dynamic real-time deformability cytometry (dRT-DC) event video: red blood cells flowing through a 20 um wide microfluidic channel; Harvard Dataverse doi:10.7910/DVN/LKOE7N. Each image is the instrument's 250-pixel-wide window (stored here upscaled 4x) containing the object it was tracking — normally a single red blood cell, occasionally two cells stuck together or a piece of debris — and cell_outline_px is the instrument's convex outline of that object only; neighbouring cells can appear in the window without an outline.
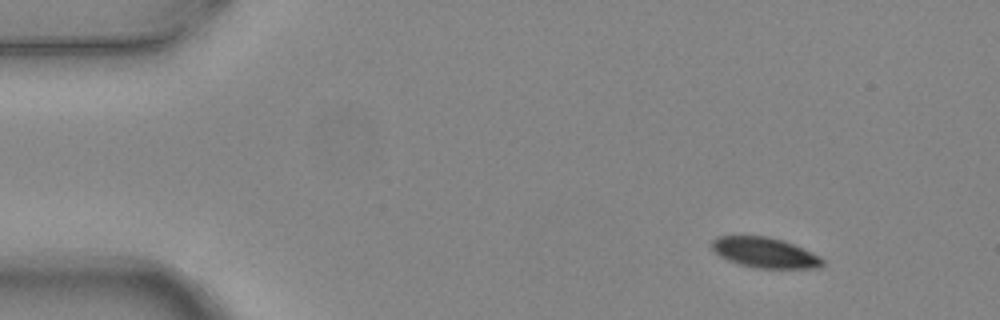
{"species": "common noctule bat (a hibernating species)", "species_latin": "Nyctalus noctula", "temperature_condition": "warm", "stored_images_in_passage": 7, "camera_frame_rate_fps": 3000, "um_per_image_px": 0.085, "animal": {"sex": "female", "body_mass_g": 24.6, "forearm_length_mm": 56.2}, "frame": {"image": 1, "passage_image": 1, "time_ms": 0.0, "image_size_px": [1000, 320], "cell_outline_px": [[824, 264], [820, 268], [756, 268], [740, 264], [728, 260], [720, 256], [712, 248], [712, 240], [716, 236], [768, 236], [784, 240], [804, 248], [820, 256], [824, 260]], "centroid_in_image_um": [65.05, 21.47], "position_along_channel_um": 20.0, "area_um2": 19.65}}
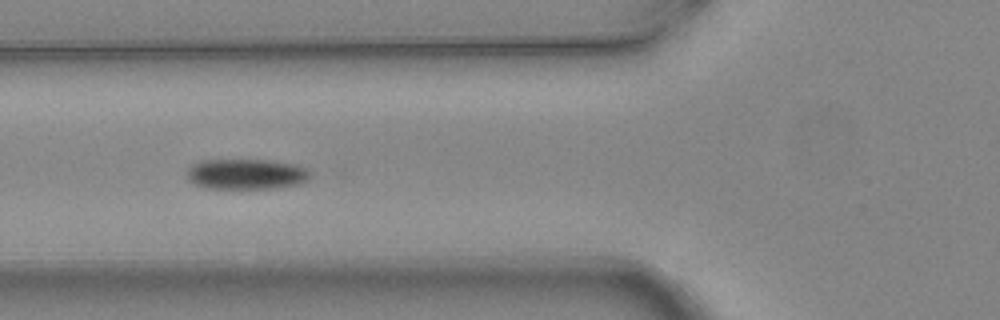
{"frame": {"image": 2, "passage_image": 5, "time_ms": 1.333, "image_size_px": [1000, 320], "cell_outline_px": [[312, 176], [308, 180], [300, 184], [276, 188], [208, 188], [196, 184], [188, 180], [188, 168], [192, 164], [200, 160], [272, 160], [296, 164], [312, 172]], "centroid_in_image_um": [20.98, 14.79], "position_along_channel_um": 104.8, "area_um2": 22.02}}
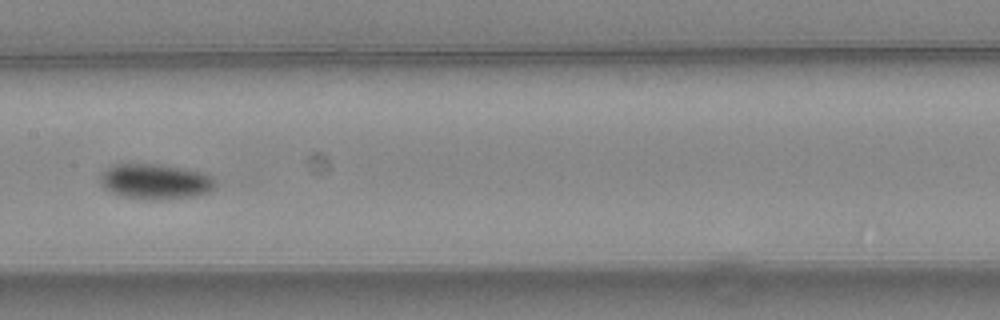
{"frame": {"image": 3, "passage_image": 7, "time_ms": 2.0, "image_size_px": [1000, 320], "cell_outline_px": [[216, 184], [208, 192], [196, 196], [160, 200], [144, 200], [120, 196], [104, 188], [100, 184], [100, 172], [112, 164], [156, 164], [204, 172], [212, 176], [216, 180]], "centroid_in_image_um": [13.17, 15.44], "position_along_channel_um": 194.2, "area_um2": 24.04}}